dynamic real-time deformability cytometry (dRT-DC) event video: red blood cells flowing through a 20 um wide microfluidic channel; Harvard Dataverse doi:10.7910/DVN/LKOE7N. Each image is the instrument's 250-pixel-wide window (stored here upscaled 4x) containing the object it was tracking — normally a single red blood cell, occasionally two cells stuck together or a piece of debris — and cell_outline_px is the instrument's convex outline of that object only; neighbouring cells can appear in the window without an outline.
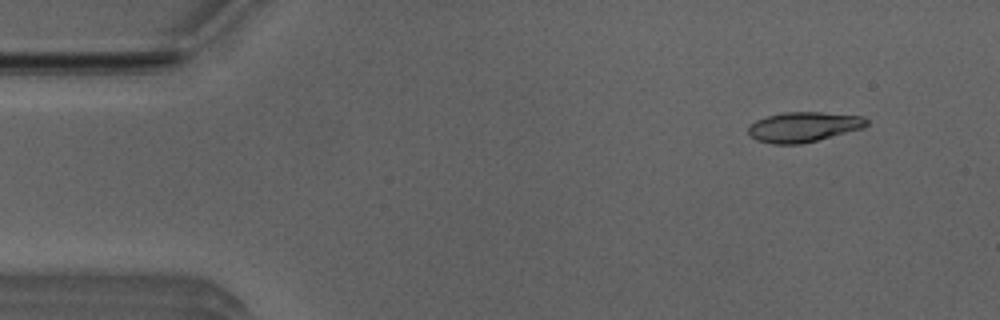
{"species": "Egyptian fruit bat (a non-hibernating species)", "species_latin": "Rousettus aegyptiacus", "temperature_condition": "room temperature", "stored_images_in_passage": 52, "camera_frame_rate_fps": 3000, "um_per_image_px": 0.085, "animal": {"sex": "male"}, "frame": {"image": 1, "passage_image": 5, "time_ms": 1.333, "image_size_px": [1000, 320], "cell_outline_px": [[868, 124], [864, 128], [800, 144], [772, 144], [756, 140], [748, 132], [748, 128], [756, 120], [768, 116], [784, 112], [820, 112], [864, 116], [868, 120]], "centroid_in_image_um": [68.32, 10.78], "position_along_channel_um": 16.7, "area_um2": 20.58}}
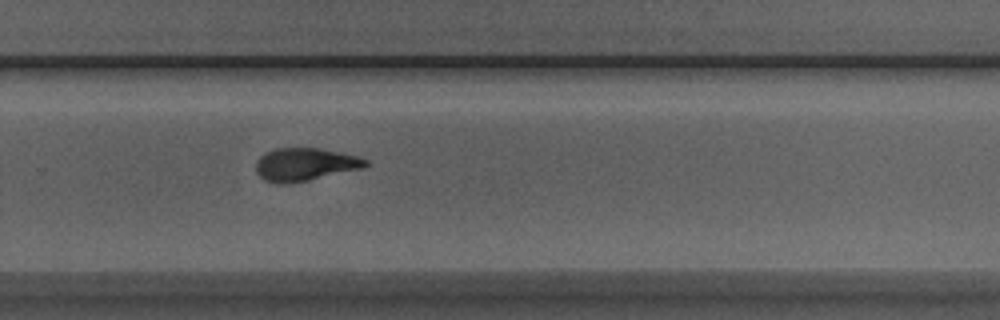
{"frame": {"image": 2, "passage_image": 34, "time_ms": 11.0, "image_size_px": [1000, 320], "cell_outline_px": [[368, 164], [364, 168], [308, 180], [288, 184], [276, 184], [264, 180], [256, 172], [256, 160], [264, 152], [276, 148], [320, 148], [340, 152], [356, 156], [368, 160]], "centroid_in_image_um": [25.89, 13.98], "position_along_channel_um": 303.9, "area_um2": 21.15}}
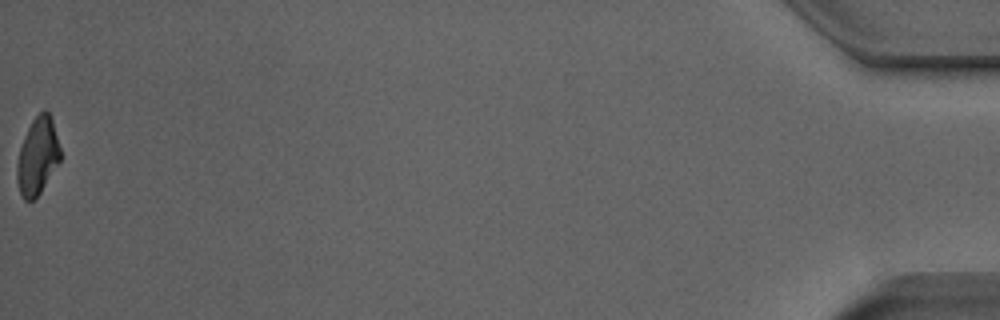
{"frame": {"image": 3, "passage_image": 52, "time_ms": 17.0, "image_size_px": [1000, 320], "cell_outline_px": [[60, 160], [36, 200], [24, 200], [20, 192], [16, 180], [16, 164], [20, 148], [24, 136], [32, 120], [44, 108], [48, 112], [52, 120], [60, 148]], "centroid_in_image_um": [3.17, 13.3], "position_along_channel_um": 432.0, "area_um2": 19.42}, "authors_computed_cell_mechanics": {"area_um2": 21.0392, "velocity_mm_per_s": 3.9371, "shape_relaxation_time_tau1_ms": 5.1563, "shape_relaxation_time_tau2_ms": 2.5064, "deformation_change_tau1": 0.1716, "deformation_change_tau2": 0.094}}